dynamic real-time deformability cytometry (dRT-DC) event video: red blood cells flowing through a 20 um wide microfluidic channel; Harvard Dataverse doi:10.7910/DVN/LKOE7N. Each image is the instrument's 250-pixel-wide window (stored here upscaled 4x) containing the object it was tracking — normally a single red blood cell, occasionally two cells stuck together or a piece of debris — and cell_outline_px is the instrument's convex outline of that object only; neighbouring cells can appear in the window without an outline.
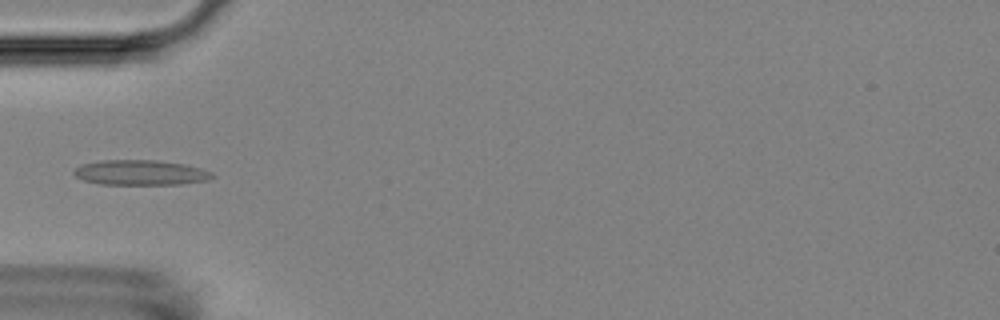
{"species": "Egyptian fruit bat (a non-hibernating species)", "species_latin": "Rousettus aegyptiacus", "temperature_condition": "room temperature", "stored_images_in_passage": 3, "camera_frame_rate_fps": 3000, "um_per_image_px": 0.085, "animal": {"sex": "female"}, "frame": {"image": 1, "passage_image": 3, "time_ms": 3.333, "image_size_px": [1000, 320], "cell_outline_px": [[216, 176], [208, 180], [180, 184], [100, 184], [84, 180], [76, 176], [72, 172], [80, 164], [100, 160], [156, 160], [184, 164], [200, 168], [212, 172]], "centroid_in_image_um": [11.94, 14.66], "position_along_channel_um": 73.1, "area_um2": 20.23}}